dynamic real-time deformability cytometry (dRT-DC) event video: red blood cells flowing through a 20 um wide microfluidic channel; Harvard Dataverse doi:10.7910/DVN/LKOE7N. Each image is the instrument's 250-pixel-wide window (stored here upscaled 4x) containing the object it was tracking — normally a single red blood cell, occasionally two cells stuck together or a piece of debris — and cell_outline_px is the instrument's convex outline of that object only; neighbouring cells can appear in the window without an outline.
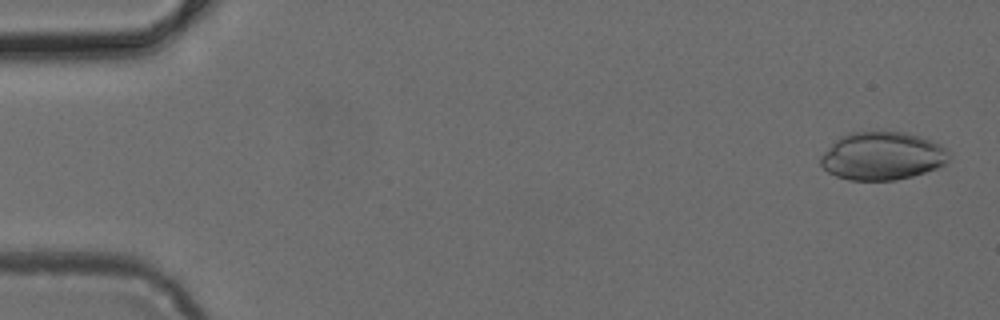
{"species": "common noctule bat (a hibernating species)", "species_latin": "Nyctalus noctula", "temperature_condition": "cold", "stored_images_in_passage": 5, "camera_frame_rate_fps": 3000, "um_per_image_px": 0.085, "animal": {"sex": "female", "body_mass_g": 24.6, "forearm_length_mm": 56.2}, "frame": {"image": 1, "passage_image": 1, "time_ms": 0.0, "image_size_px": [1000, 320], "cell_outline_px": [[948, 160], [944, 164], [936, 168], [912, 176], [896, 180], [848, 180], [836, 176], [828, 172], [820, 164], [820, 156], [840, 136], [848, 132], [904, 132], [920, 136], [940, 144], [948, 152]], "centroid_in_image_um": [74.97, 13.26], "position_along_channel_um": 10.0, "area_um2": 35.78}}
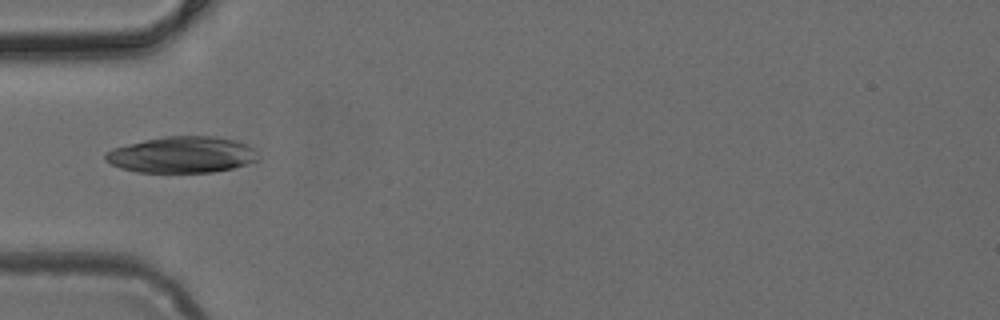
{"frame": {"image": 2, "passage_image": 5, "time_ms": 1.333, "image_size_px": [1000, 320], "cell_outline_px": [[260, 160], [248, 164], [232, 168], [212, 172], [136, 172], [120, 168], [104, 160], [104, 156], [112, 148], [144, 140], [164, 136], [212, 136], [236, 140], [248, 144], [260, 156]], "centroid_in_image_um": [15.5, 13.15], "position_along_channel_um": 69.5, "area_um2": 32.43}}